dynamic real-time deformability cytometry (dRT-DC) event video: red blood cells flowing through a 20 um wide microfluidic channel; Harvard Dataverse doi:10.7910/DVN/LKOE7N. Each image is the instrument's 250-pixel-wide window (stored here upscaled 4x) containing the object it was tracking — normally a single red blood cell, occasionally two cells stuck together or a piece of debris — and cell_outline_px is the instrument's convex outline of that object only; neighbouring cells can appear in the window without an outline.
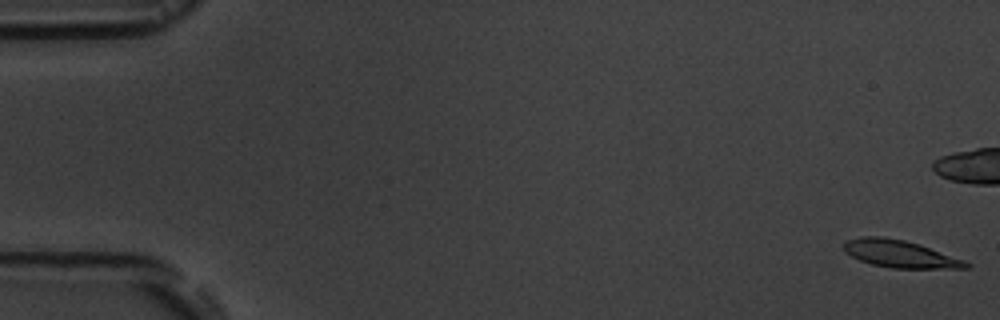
{"species": "common noctule bat (a hibernating species)", "species_latin": "Nyctalus noctula", "temperature_condition": "room temperature", "stored_images_in_passage": 6, "camera_frame_rate_fps": 3000, "um_per_image_px": 0.085, "animal": {"sex": "male", "body_mass_g": 19.5, "forearm_length_mm": 54.6}, "frame": {"image": 1, "passage_image": 1, "time_ms": 0.0, "image_size_px": [1000, 320], "cell_outline_px": [[972, 264], [968, 268], [892, 268], [872, 264], [860, 260], [844, 252], [844, 240], [864, 236], [884, 236], [904, 240], [920, 244], [964, 260]], "centroid_in_image_um": [76.48, 21.57], "position_along_channel_um": 8.5, "area_um2": 19.48}}